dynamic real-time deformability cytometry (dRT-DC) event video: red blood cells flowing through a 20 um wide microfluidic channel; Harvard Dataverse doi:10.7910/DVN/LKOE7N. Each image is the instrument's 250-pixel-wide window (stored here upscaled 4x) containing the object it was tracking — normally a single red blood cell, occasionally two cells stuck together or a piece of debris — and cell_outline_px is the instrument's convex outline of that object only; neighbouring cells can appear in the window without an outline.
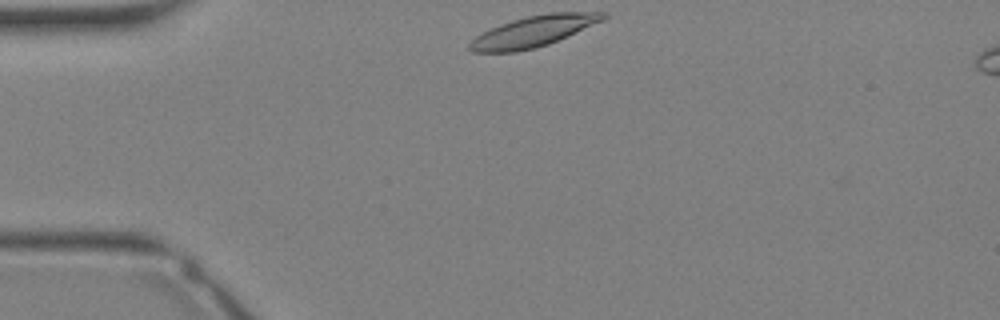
{"species": "Egyptian fruit bat (a non-hibernating species)", "species_latin": "Rousettus aegyptiacus", "temperature_condition": "warm", "stored_images_in_passage": 27, "camera_frame_rate_fps": 3000, "um_per_image_px": 0.085, "animal": {"sex": "female"}, "frame": {"image": 1, "passage_image": 1, "time_ms": 0.0, "image_size_px": [1000, 320], "cell_outline_px": [[608, 16], [604, 20], [548, 44], [536, 48], [516, 52], [472, 52], [468, 48], [468, 44], [476, 36], [500, 24], [524, 16], [548, 12], [608, 12]], "centroid_in_image_um": [45.35, 2.66], "position_along_channel_um": 39.6, "area_um2": 24.04}}
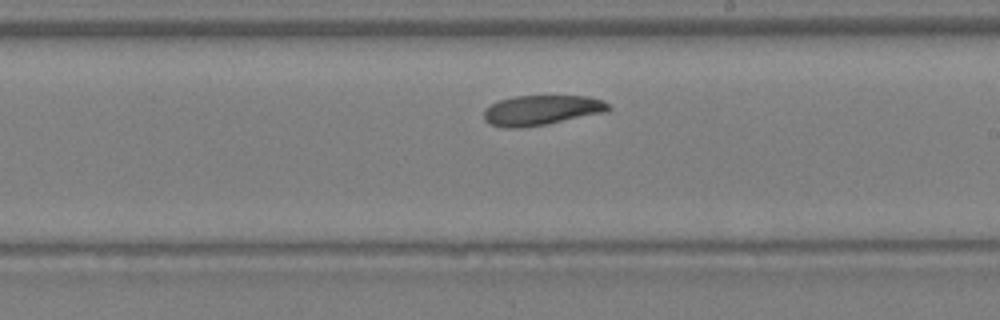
{"frame": {"image": 2, "passage_image": 13, "time_ms": 4.0, "image_size_px": [1000, 320], "cell_outline_px": [[612, 108], [608, 112], [544, 124], [520, 128], [508, 128], [492, 124], [484, 120], [484, 108], [500, 100], [516, 96], [588, 96], [604, 100]], "centroid_in_image_um": [46.06, 9.36], "position_along_channel_um": 242.9, "area_um2": 21.68}}
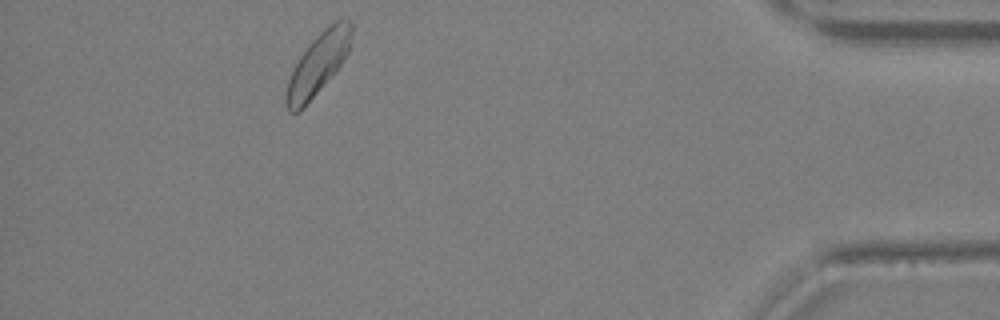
{"frame": {"image": 3, "passage_image": 24, "time_ms": 7.667, "image_size_px": [1000, 320], "cell_outline_px": [[352, 32], [348, 52], [340, 64], [304, 108], [300, 112], [288, 112], [284, 100], [284, 96], [288, 80], [300, 56], [308, 44], [328, 24], [340, 16], [348, 20], [352, 24]], "centroid_in_image_um": [27.01, 5.42], "position_along_channel_um": 408.2, "area_um2": 23.24}}